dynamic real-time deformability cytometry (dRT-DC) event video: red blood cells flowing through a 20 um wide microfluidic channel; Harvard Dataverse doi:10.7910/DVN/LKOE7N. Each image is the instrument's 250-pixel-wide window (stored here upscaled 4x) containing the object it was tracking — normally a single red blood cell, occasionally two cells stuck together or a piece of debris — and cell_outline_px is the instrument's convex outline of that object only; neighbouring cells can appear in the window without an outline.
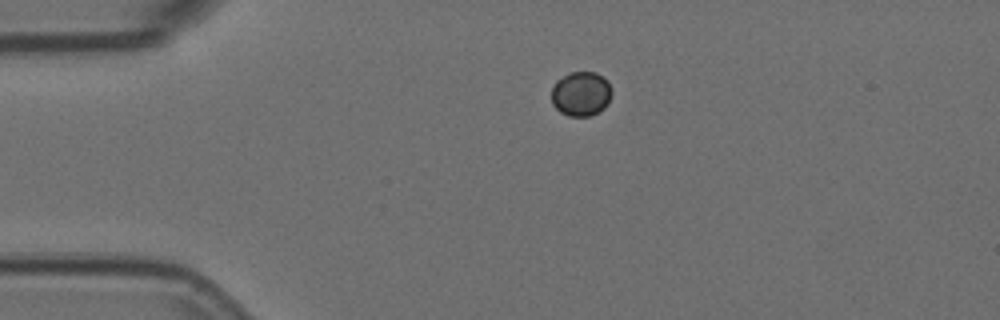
{"species": "Egyptian fruit bat (a non-hibernating species)", "species_latin": "Rousettus aegyptiacus", "temperature_condition": "room temperature", "stored_images_in_passage": 46, "camera_frame_rate_fps": 3000, "um_per_image_px": 0.085, "animal": {"sex": "female"}, "frame": {"image": 1, "passage_image": 1, "time_ms": 0.0, "image_size_px": [1000, 320], "cell_outline_px": [[612, 92], [608, 104], [604, 108], [588, 116], [568, 116], [560, 112], [552, 104], [552, 88], [556, 80], [568, 72], [596, 72], [604, 76], [608, 80], [612, 88]], "centroid_in_image_um": [49.4, 7.95], "position_along_channel_um": 35.6, "area_um2": 15.9}}
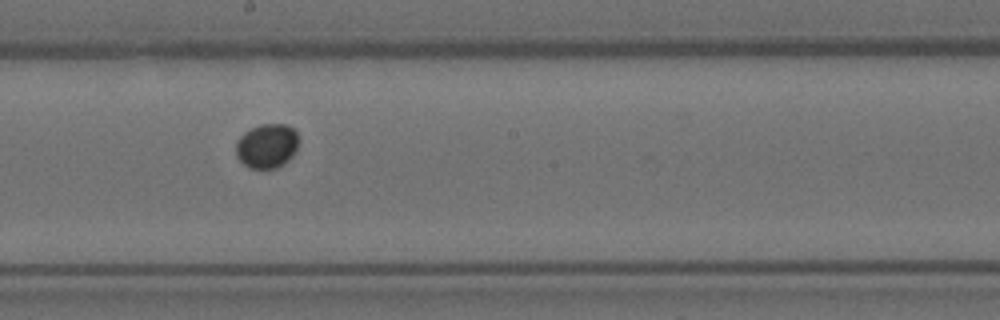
{"frame": {"image": 2, "passage_image": 20, "time_ms": 6.333, "image_size_px": [1000, 320], "cell_outline_px": [[296, 148], [292, 156], [284, 164], [276, 168], [248, 168], [236, 156], [236, 144], [240, 136], [244, 132], [260, 124], [288, 124], [296, 132]], "centroid_in_image_um": [22.66, 12.4], "position_along_channel_um": 225.5, "area_um2": 16.07}}
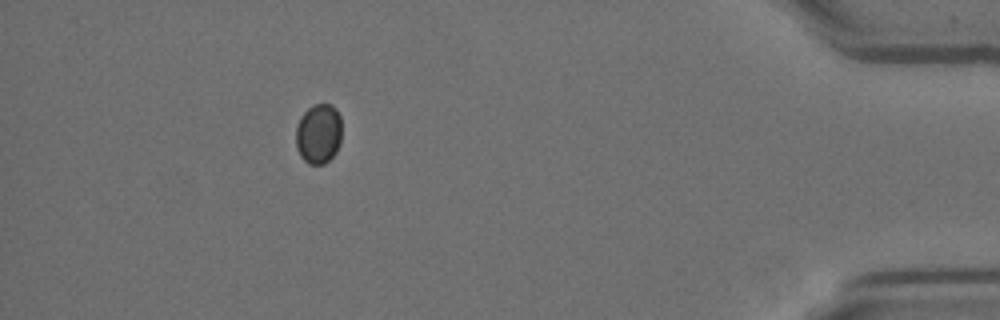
{"frame": {"image": 3, "passage_image": 40, "time_ms": 13.0, "image_size_px": [1000, 320], "cell_outline_px": [[340, 144], [336, 152], [324, 164], [308, 164], [300, 156], [296, 148], [296, 124], [300, 116], [312, 104], [332, 104], [336, 108], [340, 116]], "centroid_in_image_um": [27.06, 11.35], "position_along_channel_um": 408.1, "area_um2": 16.24}}